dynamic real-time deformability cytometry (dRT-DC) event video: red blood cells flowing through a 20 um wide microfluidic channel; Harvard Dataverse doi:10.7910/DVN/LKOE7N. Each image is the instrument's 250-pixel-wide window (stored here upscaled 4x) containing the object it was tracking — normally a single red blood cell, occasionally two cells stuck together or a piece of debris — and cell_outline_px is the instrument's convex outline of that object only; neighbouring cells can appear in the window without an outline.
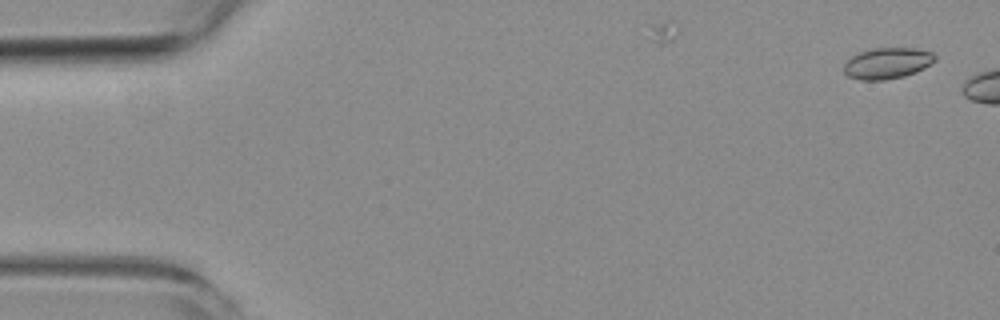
{"species": "common noctule bat (a hibernating species)", "species_latin": "Nyctalus noctula", "temperature_condition": "room temperature", "stored_images_in_passage": 4, "camera_frame_rate_fps": 3000, "um_per_image_px": 0.085, "animal": {"sex": "female", "body_mass_g": 19.3, "forearm_length_mm": 54.1}, "frame": {"image": 1, "passage_image": 1, "time_ms": 0.0, "image_size_px": [1000, 320], "cell_outline_px": [[936, 60], [924, 68], [916, 72], [904, 76], [884, 80], [860, 80], [848, 76], [844, 72], [844, 64], [852, 56], [860, 52], [872, 48], [916, 48], [932, 52], [936, 56]], "centroid_in_image_um": [75.43, 5.37], "position_along_channel_um": 9.6, "area_um2": 16.53}}